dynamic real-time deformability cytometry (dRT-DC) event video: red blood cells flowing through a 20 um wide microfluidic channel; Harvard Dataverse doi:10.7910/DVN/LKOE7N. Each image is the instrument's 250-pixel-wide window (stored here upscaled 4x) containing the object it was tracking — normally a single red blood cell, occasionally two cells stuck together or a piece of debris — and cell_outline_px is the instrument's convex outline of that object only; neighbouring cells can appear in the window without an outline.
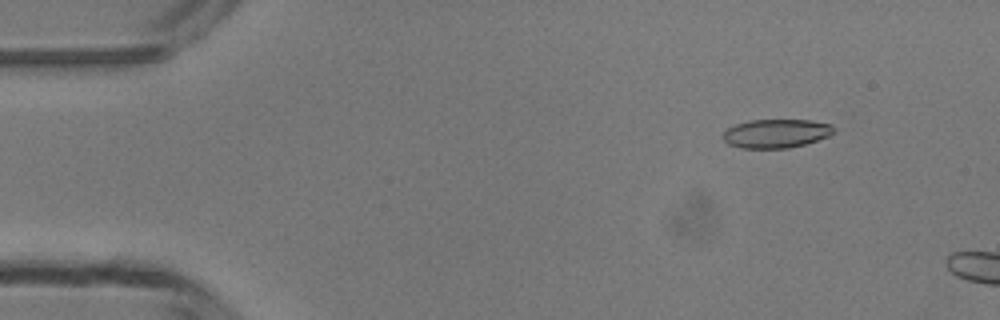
{"species": "common noctule bat (a hibernating species)", "species_latin": "Nyctalus noctula", "temperature_condition": "room temperature", "stored_images_in_passage": 9, "camera_frame_rate_fps": 3000, "um_per_image_px": 0.085, "animal": {"sex": "male", "body_mass_g": 13.3}, "frame": {"image": 1, "passage_image": 6, "time_ms": 1.667, "image_size_px": [1000, 320], "cell_outline_px": [[836, 132], [828, 136], [804, 144], [788, 148], [740, 148], [728, 144], [724, 140], [724, 132], [728, 128], [736, 124], [748, 120], [812, 120], [832, 124], [836, 128]], "centroid_in_image_um": [66.0, 11.34], "position_along_channel_um": 19.0, "area_um2": 18.61}}